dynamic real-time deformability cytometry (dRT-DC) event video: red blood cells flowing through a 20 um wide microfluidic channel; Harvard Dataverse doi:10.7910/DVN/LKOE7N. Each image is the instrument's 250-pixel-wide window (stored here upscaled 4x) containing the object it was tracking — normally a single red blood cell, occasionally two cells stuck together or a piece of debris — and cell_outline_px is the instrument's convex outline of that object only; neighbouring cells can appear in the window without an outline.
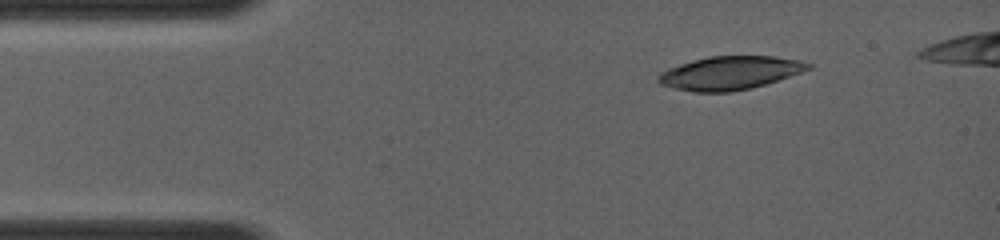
{"species": "common noctule bat (a hibernating species)", "species_latin": "Nyctalus noctula", "temperature_condition": "room temperature", "stored_images_in_passage": 52, "camera_frame_rate_fps": 4000, "um_per_image_px": 0.085, "animal": {"sex": "female", "body_mass_g": 19.0, "forearm_length_mm": 56.7}, "frame": {"image": 1, "passage_image": 1, "time_ms": 0.0, "image_size_px": [1000, 240], "cell_outline_px": [[812, 68], [752, 88], [732, 92], [692, 92], [672, 88], [660, 84], [656, 80], [656, 76], [660, 72], [668, 68], [692, 60], [708, 56], [776, 56], [800, 60], [812, 64]], "centroid_in_image_um": [61.99, 6.2], "position_along_channel_um": 23.0, "area_um2": 29.3}}
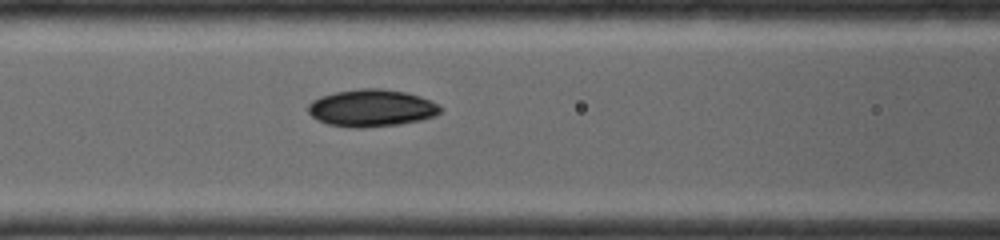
{"frame": {"image": 2, "passage_image": 24, "time_ms": 3.75, "image_size_px": [1000, 240], "cell_outline_px": [[444, 108], [436, 116], [420, 120], [400, 124], [360, 128], [356, 128], [328, 124], [312, 116], [308, 112], [308, 104], [312, 100], [320, 96], [336, 92], [360, 88], [380, 88], [404, 92], [420, 96], [440, 104]], "centroid_in_image_um": [31.61, 9.18], "position_along_channel_um": 135.0, "area_um2": 28.73}}
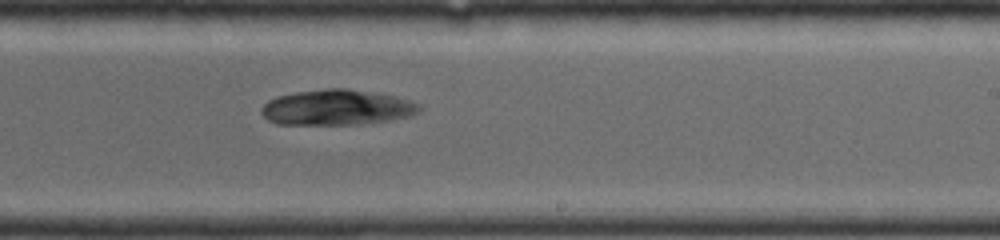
{"frame": {"image": 3, "passage_image": 44, "time_ms": 6.5, "image_size_px": [1000, 240], "cell_outline_px": [[420, 112], [408, 116], [388, 120], [356, 124], [276, 124], [268, 120], [260, 112], [260, 108], [268, 100], [276, 96], [296, 92], [328, 88], [348, 88], [372, 92], [392, 96], [408, 100], [420, 104]], "centroid_in_image_um": [28.58, 9.13], "position_along_channel_um": 260.4, "area_um2": 32.43}}